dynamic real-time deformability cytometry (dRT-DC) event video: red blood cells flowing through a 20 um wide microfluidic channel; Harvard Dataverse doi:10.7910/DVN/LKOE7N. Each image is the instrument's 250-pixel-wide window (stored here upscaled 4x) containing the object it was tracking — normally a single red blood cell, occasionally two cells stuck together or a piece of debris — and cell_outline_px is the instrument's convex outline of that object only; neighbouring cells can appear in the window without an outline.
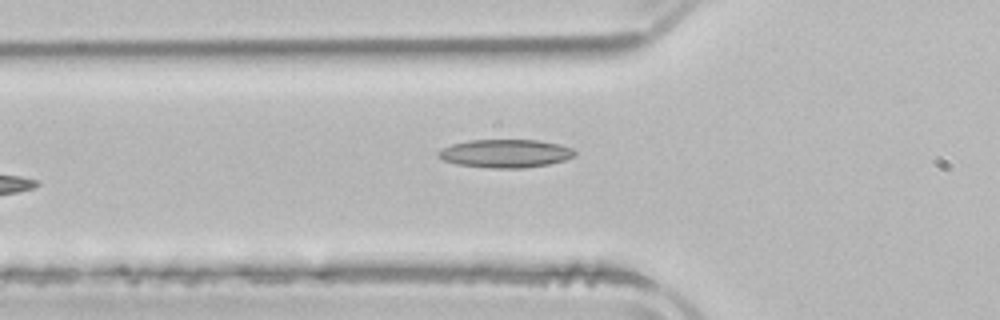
{"species": "common noctule bat (a hibernating species)", "species_latin": "Nyctalus noctula", "temperature_condition": "room temperature", "stored_images_in_passage": 4, "camera_frame_rate_fps": 3000, "um_per_image_px": 0.085, "animal": {"sex": "male", "body_mass_g": 21.5, "forearm_length_mm": 52.0}, "frame": {"image": 1, "passage_image": 4, "time_ms": 4.333, "image_size_px": [1000, 320], "cell_outline_px": [[576, 156], [564, 160], [548, 164], [524, 168], [492, 168], [456, 164], [444, 160], [436, 156], [436, 152], [440, 148], [452, 144], [468, 140], [536, 140], [560, 144], [572, 148], [576, 152]], "centroid_in_image_um": [42.93, 13.04], "position_along_channel_um": 82.9, "area_um2": 22.6}}